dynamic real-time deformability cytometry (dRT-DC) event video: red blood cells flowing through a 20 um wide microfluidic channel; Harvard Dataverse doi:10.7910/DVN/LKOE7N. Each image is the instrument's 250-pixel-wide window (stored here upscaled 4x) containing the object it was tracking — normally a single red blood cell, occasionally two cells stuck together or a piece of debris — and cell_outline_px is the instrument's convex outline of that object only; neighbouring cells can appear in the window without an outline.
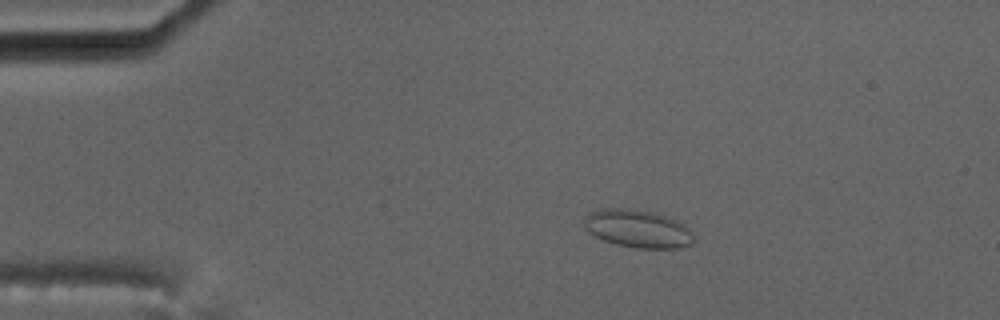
{"species": "common noctule bat (a hibernating species)", "species_latin": "Nyctalus noctula", "temperature_condition": "cold", "stored_images_in_passage": 5, "camera_frame_rate_fps": 3000, "um_per_image_px": 0.085, "animal": {"sex": "male", "body_mass_g": 17.5, "forearm_length_mm": 52.3}, "frame": {"image": 1, "passage_image": 2, "time_ms": 1.333, "image_size_px": [1000, 320], "cell_outline_px": [[692, 244], [680, 248], [636, 248], [616, 244], [604, 240], [588, 232], [584, 228], [584, 216], [592, 212], [604, 208], [632, 208], [652, 212], [664, 216], [684, 224], [688, 228], [692, 236]], "centroid_in_image_um": [54.17, 19.44], "position_along_channel_um": 30.8, "area_um2": 24.04}}
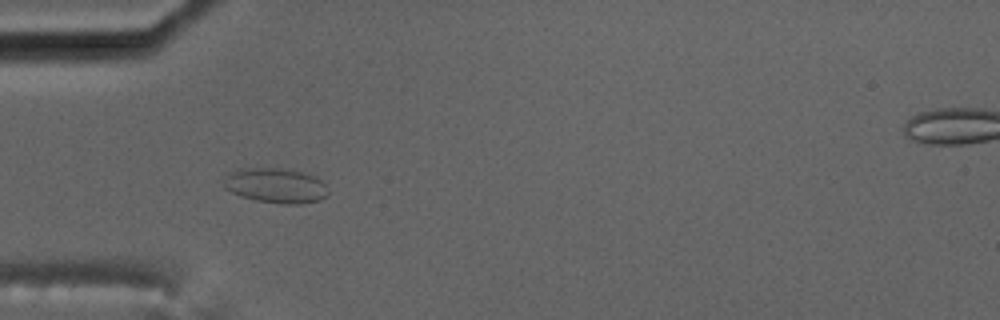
{"frame": {"image": 2, "passage_image": 4, "time_ms": 3.667, "image_size_px": [1000, 320], "cell_outline_px": [[328, 196], [320, 200], [300, 204], [284, 204], [256, 200], [232, 192], [224, 188], [224, 176], [228, 172], [236, 168], [288, 168], [304, 172], [320, 180], [324, 184], [328, 192]], "centroid_in_image_um": [23.42, 15.75], "position_along_channel_um": 61.6, "area_um2": 21.39}}